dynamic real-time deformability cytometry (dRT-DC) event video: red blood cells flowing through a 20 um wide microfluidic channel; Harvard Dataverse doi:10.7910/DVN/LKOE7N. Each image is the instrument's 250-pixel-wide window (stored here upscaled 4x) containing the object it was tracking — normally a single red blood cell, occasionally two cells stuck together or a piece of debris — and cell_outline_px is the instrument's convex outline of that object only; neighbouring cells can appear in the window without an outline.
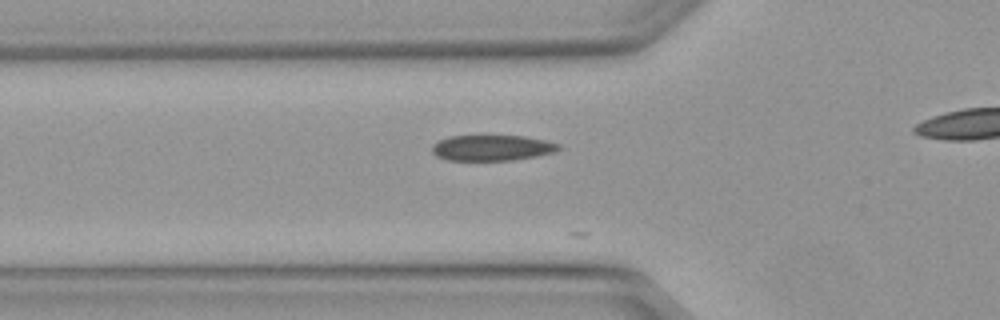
{"species": "Egyptian fruit bat (a non-hibernating species)", "species_latin": "Rousettus aegyptiacus", "temperature_condition": "warm", "stored_images_in_passage": 6, "camera_frame_rate_fps": 3000, "um_per_image_px": 0.085, "animal": {"sex": "female"}, "frame": {"image": 1, "passage_image": 2, "time_ms": 0.333, "image_size_px": [1000, 320], "cell_outline_px": [[560, 148], [552, 152], [536, 156], [512, 160], [448, 160], [436, 156], [432, 152], [432, 144], [448, 136], [524, 136], [544, 140], [560, 144]], "centroid_in_image_um": [41.78, 12.56], "position_along_channel_um": 84.0, "area_um2": 18.79}}
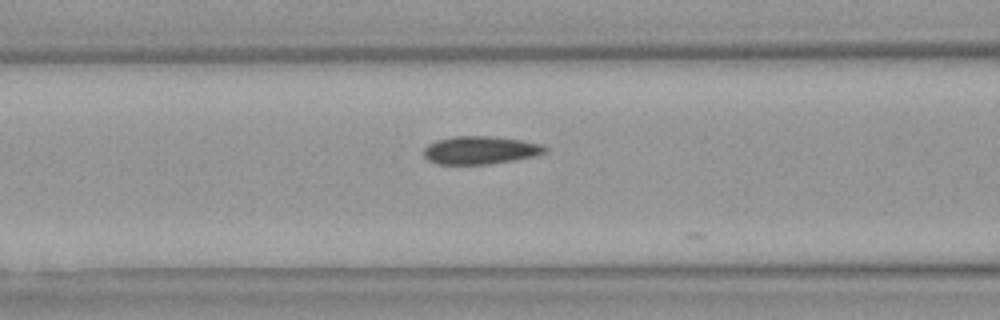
{"frame": {"image": 2, "passage_image": 5, "time_ms": 1.333, "image_size_px": [1000, 320], "cell_outline_px": [[548, 148], [544, 152], [536, 156], [516, 160], [492, 164], [436, 164], [428, 160], [424, 156], [424, 148], [428, 144], [436, 140], [456, 136], [488, 136], [524, 140], [544, 144]], "centroid_in_image_um": [40.86, 12.76], "position_along_channel_um": 125.7, "area_um2": 20.0}}